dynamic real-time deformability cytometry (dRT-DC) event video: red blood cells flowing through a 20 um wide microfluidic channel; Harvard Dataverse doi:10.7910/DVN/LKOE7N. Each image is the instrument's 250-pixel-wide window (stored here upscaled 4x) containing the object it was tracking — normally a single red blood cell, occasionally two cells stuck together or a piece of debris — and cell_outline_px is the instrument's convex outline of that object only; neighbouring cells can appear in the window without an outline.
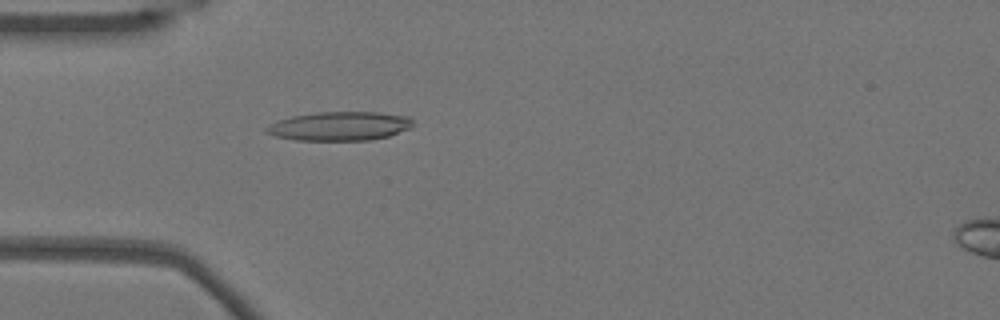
{"species": "Egyptian fruit bat (a non-hibernating species)", "species_latin": "Rousettus aegyptiacus", "temperature_condition": "warm", "stored_images_in_passage": 33, "camera_frame_rate_fps": 3000, "um_per_image_px": 0.085, "animal": {"sex": "female"}, "frame": {"image": 1, "passage_image": 3, "time_ms": 0.667, "image_size_px": [1000, 320], "cell_outline_px": [[412, 124], [408, 128], [388, 136], [372, 140], [296, 140], [276, 136], [268, 132], [264, 128], [268, 124], [292, 116], [316, 112], [376, 112], [408, 116], [412, 120]], "centroid_in_image_um": [28.85, 10.71], "position_along_channel_um": 56.1, "area_um2": 24.45}}
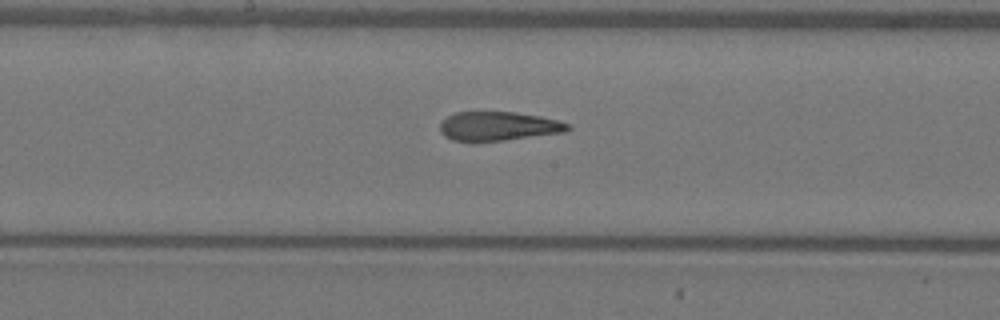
{"frame": {"image": 2, "passage_image": 15, "time_ms": 4.667, "image_size_px": [1000, 320], "cell_outline_px": [[572, 128], [568, 132], [504, 140], [452, 140], [444, 136], [440, 132], [440, 124], [448, 116], [456, 112], [516, 112], [540, 116], [556, 120], [568, 124]], "centroid_in_image_um": [42.4, 10.72], "position_along_channel_um": 205.8, "area_um2": 21.39}}
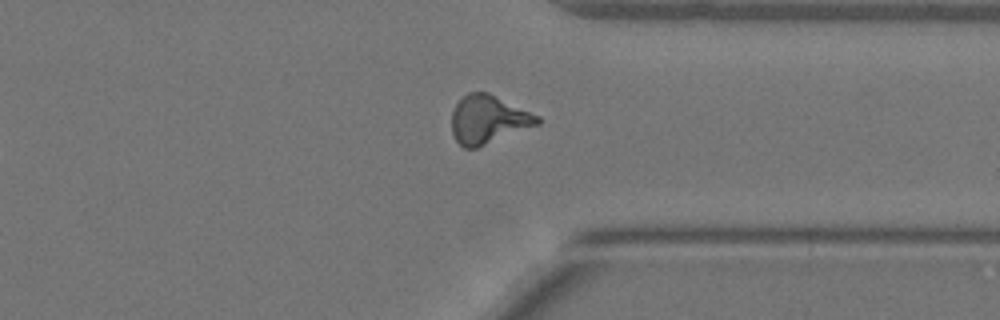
{"frame": {"image": 3, "passage_image": 28, "time_ms": 9.0, "image_size_px": [1000, 320], "cell_outline_px": [[540, 124], [476, 148], [464, 148], [456, 140], [452, 132], [452, 112], [456, 104], [468, 92], [488, 92], [540, 116]], "centroid_in_image_um": [41.51, 10.16], "position_along_channel_um": 369.9, "area_um2": 23.99}, "authors_computed_cell_mechanics": {"area_um2": 22.831, "velocity_mm_per_s": 3.8367, "shape_relaxation_time_tau1_ms": 6.0956, "shape_relaxation_time_tau2_ms": 1.3734, "deformation_change_tau1": 0.246, "deformation_change_tau2": 0.1134}}